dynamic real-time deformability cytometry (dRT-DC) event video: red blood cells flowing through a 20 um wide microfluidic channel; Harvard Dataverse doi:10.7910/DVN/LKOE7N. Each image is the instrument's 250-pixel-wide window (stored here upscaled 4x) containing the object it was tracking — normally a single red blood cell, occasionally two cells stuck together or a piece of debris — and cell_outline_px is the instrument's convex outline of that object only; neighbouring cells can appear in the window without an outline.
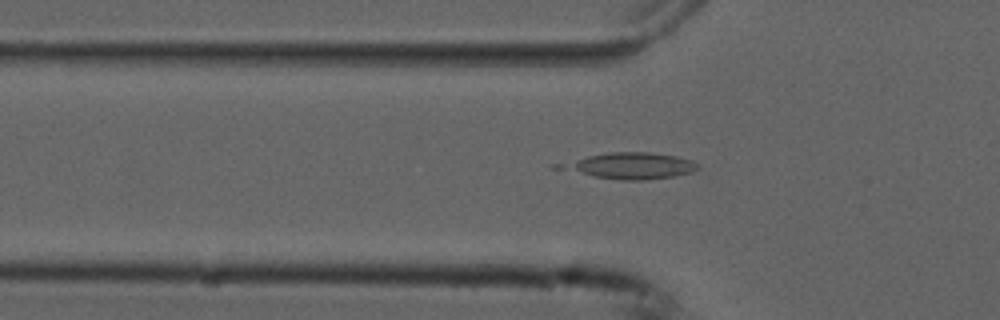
{"species": "common noctule bat (a hibernating species)", "species_latin": "Nyctalus noctula", "temperature_condition": "cold", "stored_images_in_passage": 49, "camera_frame_rate_fps": 3000, "um_per_image_px": 0.085, "animal": {"sex": "male", "forearm_length_mm": 52.5}, "frame": {"image": 1, "passage_image": 17, "time_ms": 5.333, "image_size_px": [1000, 320], "cell_outline_px": [[700, 168], [692, 172], [676, 176], [644, 180], [620, 180], [592, 176], [576, 168], [572, 164], [588, 156], [608, 152], [648, 152], [676, 156], [692, 160], [700, 164]], "centroid_in_image_um": [54.02, 14.09], "position_along_channel_um": 71.8, "area_um2": 19.54}}
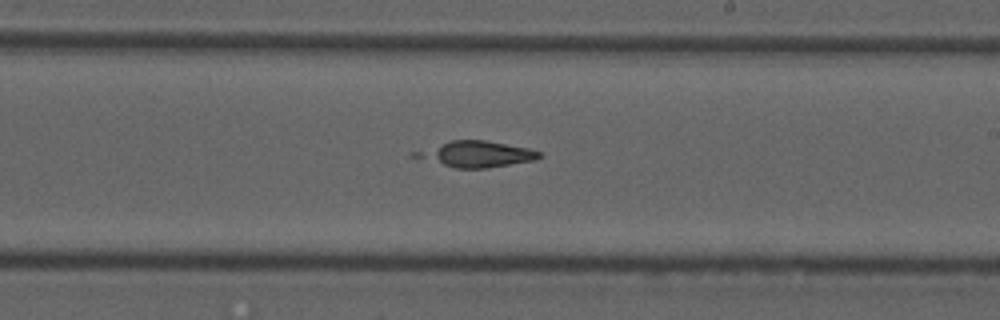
{"frame": {"image": 2, "passage_image": 31, "time_ms": 10.0, "image_size_px": [1000, 320], "cell_outline_px": [[544, 156], [536, 160], [488, 168], [456, 168], [444, 164], [432, 156], [432, 152], [444, 144], [452, 140], [484, 140], [528, 148], [544, 152]], "centroid_in_image_um": [41.07, 13.11], "position_along_channel_um": 247.9, "area_um2": 16.59}}
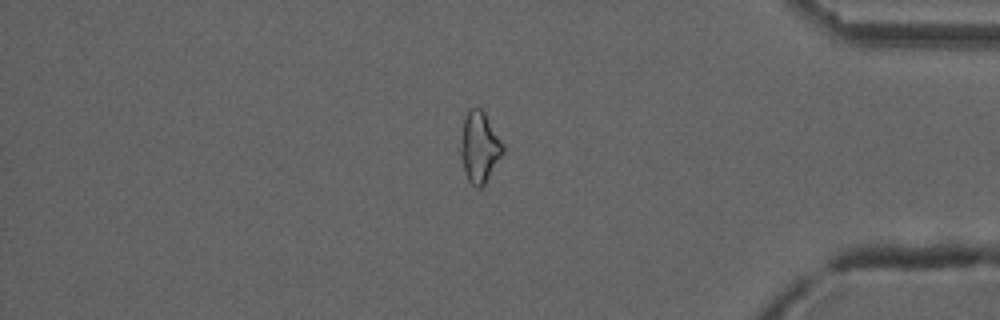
{"frame": {"image": 3, "passage_image": 45, "time_ms": 14.667, "image_size_px": [1000, 320], "cell_outline_px": [[504, 152], [484, 184], [480, 188], [476, 188], [468, 180], [460, 156], [460, 148], [464, 120], [468, 112], [472, 108], [480, 108], [484, 112], [504, 144]], "centroid_in_image_um": [40.77, 12.52], "position_along_channel_um": 394.4, "area_um2": 17.11}}